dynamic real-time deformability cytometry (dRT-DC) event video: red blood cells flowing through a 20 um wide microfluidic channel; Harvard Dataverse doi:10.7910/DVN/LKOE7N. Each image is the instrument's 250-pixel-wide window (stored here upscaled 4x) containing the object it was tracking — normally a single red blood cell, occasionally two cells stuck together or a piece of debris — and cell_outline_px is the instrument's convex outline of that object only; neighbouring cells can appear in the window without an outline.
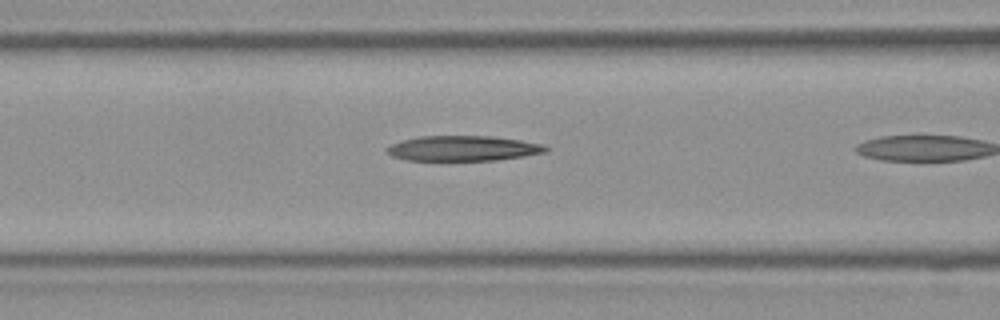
{"species": "Egyptian fruit bat (a non-hibernating species)", "species_latin": "Rousettus aegyptiacus", "temperature_condition": "room temperature", "stored_images_in_passage": 9, "camera_frame_rate_fps": 3000, "um_per_image_px": 0.085, "frame": {"image": 1, "passage_image": 8, "time_ms": 2.333, "image_size_px": [1000, 320], "cell_outline_px": [[548, 152], [524, 156], [496, 160], [404, 160], [392, 156], [388, 152], [388, 148], [392, 144], [400, 140], [420, 136], [492, 136], [520, 140], [544, 144], [548, 148]], "centroid_in_image_um": [39.39, 12.6], "position_along_channel_um": 127.2, "area_um2": 23.29}}